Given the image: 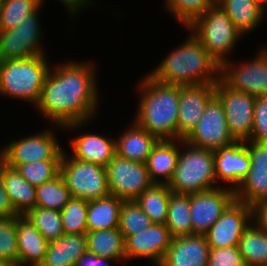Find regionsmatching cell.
<instances>
[{"label":"cell","mask_w":267,"mask_h":266,"mask_svg":"<svg viewBox=\"0 0 267 266\" xmlns=\"http://www.w3.org/2000/svg\"><path fill=\"white\" fill-rule=\"evenodd\" d=\"M94 67L89 61H71L49 69L36 105L44 118L67 131L94 117L99 104Z\"/></svg>","instance_id":"obj_1"},{"label":"cell","mask_w":267,"mask_h":266,"mask_svg":"<svg viewBox=\"0 0 267 266\" xmlns=\"http://www.w3.org/2000/svg\"><path fill=\"white\" fill-rule=\"evenodd\" d=\"M149 75L161 83L180 86L216 84L221 66L191 33Z\"/></svg>","instance_id":"obj_2"},{"label":"cell","mask_w":267,"mask_h":266,"mask_svg":"<svg viewBox=\"0 0 267 266\" xmlns=\"http://www.w3.org/2000/svg\"><path fill=\"white\" fill-rule=\"evenodd\" d=\"M141 80L134 121L158 140L178 139L180 85L161 83L148 73Z\"/></svg>","instance_id":"obj_3"},{"label":"cell","mask_w":267,"mask_h":266,"mask_svg":"<svg viewBox=\"0 0 267 266\" xmlns=\"http://www.w3.org/2000/svg\"><path fill=\"white\" fill-rule=\"evenodd\" d=\"M46 55L17 60H0V94L4 97L34 103L41 96L50 69Z\"/></svg>","instance_id":"obj_4"},{"label":"cell","mask_w":267,"mask_h":266,"mask_svg":"<svg viewBox=\"0 0 267 266\" xmlns=\"http://www.w3.org/2000/svg\"><path fill=\"white\" fill-rule=\"evenodd\" d=\"M186 150H180L176 170L167 184L172 192L195 194L217 188L214 151L196 147L181 139Z\"/></svg>","instance_id":"obj_5"},{"label":"cell","mask_w":267,"mask_h":266,"mask_svg":"<svg viewBox=\"0 0 267 266\" xmlns=\"http://www.w3.org/2000/svg\"><path fill=\"white\" fill-rule=\"evenodd\" d=\"M186 28L202 43L220 66L229 60L228 53L233 51L232 48L242 36L217 3Z\"/></svg>","instance_id":"obj_6"},{"label":"cell","mask_w":267,"mask_h":266,"mask_svg":"<svg viewBox=\"0 0 267 266\" xmlns=\"http://www.w3.org/2000/svg\"><path fill=\"white\" fill-rule=\"evenodd\" d=\"M60 174L71 197L90 201L110 194L104 166L80 161L66 151L61 158Z\"/></svg>","instance_id":"obj_7"},{"label":"cell","mask_w":267,"mask_h":266,"mask_svg":"<svg viewBox=\"0 0 267 266\" xmlns=\"http://www.w3.org/2000/svg\"><path fill=\"white\" fill-rule=\"evenodd\" d=\"M41 7L42 5L17 27L0 30V60L26 59L45 54L40 43L42 30L39 24V10Z\"/></svg>","instance_id":"obj_8"},{"label":"cell","mask_w":267,"mask_h":266,"mask_svg":"<svg viewBox=\"0 0 267 266\" xmlns=\"http://www.w3.org/2000/svg\"><path fill=\"white\" fill-rule=\"evenodd\" d=\"M215 94L221 100L229 133L235 141L251 139L256 97L234 90L221 78L215 84Z\"/></svg>","instance_id":"obj_9"},{"label":"cell","mask_w":267,"mask_h":266,"mask_svg":"<svg viewBox=\"0 0 267 266\" xmlns=\"http://www.w3.org/2000/svg\"><path fill=\"white\" fill-rule=\"evenodd\" d=\"M105 169L110 194L123 200H135L154 184L146 163L130 161L115 154Z\"/></svg>","instance_id":"obj_10"},{"label":"cell","mask_w":267,"mask_h":266,"mask_svg":"<svg viewBox=\"0 0 267 266\" xmlns=\"http://www.w3.org/2000/svg\"><path fill=\"white\" fill-rule=\"evenodd\" d=\"M184 141L212 151L235 141L228 130L224 106L216 94L209 100L199 122Z\"/></svg>","instance_id":"obj_11"},{"label":"cell","mask_w":267,"mask_h":266,"mask_svg":"<svg viewBox=\"0 0 267 266\" xmlns=\"http://www.w3.org/2000/svg\"><path fill=\"white\" fill-rule=\"evenodd\" d=\"M246 62L235 65L233 60L226 61L221 66V79L232 89L253 97L267 95V46Z\"/></svg>","instance_id":"obj_12"},{"label":"cell","mask_w":267,"mask_h":266,"mask_svg":"<svg viewBox=\"0 0 267 266\" xmlns=\"http://www.w3.org/2000/svg\"><path fill=\"white\" fill-rule=\"evenodd\" d=\"M53 131L46 129L40 133L11 141L6 148V163L13 168L19 164L44 160H61L63 155Z\"/></svg>","instance_id":"obj_13"},{"label":"cell","mask_w":267,"mask_h":266,"mask_svg":"<svg viewBox=\"0 0 267 266\" xmlns=\"http://www.w3.org/2000/svg\"><path fill=\"white\" fill-rule=\"evenodd\" d=\"M225 187L190 194L192 235H204L236 199L234 190Z\"/></svg>","instance_id":"obj_14"},{"label":"cell","mask_w":267,"mask_h":266,"mask_svg":"<svg viewBox=\"0 0 267 266\" xmlns=\"http://www.w3.org/2000/svg\"><path fill=\"white\" fill-rule=\"evenodd\" d=\"M251 222L252 207L235 199L204 236L210 248L238 246Z\"/></svg>","instance_id":"obj_15"},{"label":"cell","mask_w":267,"mask_h":266,"mask_svg":"<svg viewBox=\"0 0 267 266\" xmlns=\"http://www.w3.org/2000/svg\"><path fill=\"white\" fill-rule=\"evenodd\" d=\"M250 169L235 192L236 200L251 207L267 201V142L246 141Z\"/></svg>","instance_id":"obj_16"},{"label":"cell","mask_w":267,"mask_h":266,"mask_svg":"<svg viewBox=\"0 0 267 266\" xmlns=\"http://www.w3.org/2000/svg\"><path fill=\"white\" fill-rule=\"evenodd\" d=\"M172 238L165 224L153 223L146 229L124 239L126 261L134 258H147L155 266H159Z\"/></svg>","instance_id":"obj_17"},{"label":"cell","mask_w":267,"mask_h":266,"mask_svg":"<svg viewBox=\"0 0 267 266\" xmlns=\"http://www.w3.org/2000/svg\"><path fill=\"white\" fill-rule=\"evenodd\" d=\"M214 95L215 84L180 86L178 140H184L192 132Z\"/></svg>","instance_id":"obj_18"},{"label":"cell","mask_w":267,"mask_h":266,"mask_svg":"<svg viewBox=\"0 0 267 266\" xmlns=\"http://www.w3.org/2000/svg\"><path fill=\"white\" fill-rule=\"evenodd\" d=\"M215 176L218 181L228 183L234 191L247 176L250 169V155L246 142L234 141L214 151Z\"/></svg>","instance_id":"obj_19"},{"label":"cell","mask_w":267,"mask_h":266,"mask_svg":"<svg viewBox=\"0 0 267 266\" xmlns=\"http://www.w3.org/2000/svg\"><path fill=\"white\" fill-rule=\"evenodd\" d=\"M209 252L204 235L174 237L159 266H208Z\"/></svg>","instance_id":"obj_20"},{"label":"cell","mask_w":267,"mask_h":266,"mask_svg":"<svg viewBox=\"0 0 267 266\" xmlns=\"http://www.w3.org/2000/svg\"><path fill=\"white\" fill-rule=\"evenodd\" d=\"M16 232L18 266H40L46 255L49 242L25 215L16 217Z\"/></svg>","instance_id":"obj_21"},{"label":"cell","mask_w":267,"mask_h":266,"mask_svg":"<svg viewBox=\"0 0 267 266\" xmlns=\"http://www.w3.org/2000/svg\"><path fill=\"white\" fill-rule=\"evenodd\" d=\"M72 157L106 167L116 154L115 139L98 133H83L71 140Z\"/></svg>","instance_id":"obj_22"},{"label":"cell","mask_w":267,"mask_h":266,"mask_svg":"<svg viewBox=\"0 0 267 266\" xmlns=\"http://www.w3.org/2000/svg\"><path fill=\"white\" fill-rule=\"evenodd\" d=\"M132 122L129 128L115 139L116 155L130 161L146 163L158 139L135 121Z\"/></svg>","instance_id":"obj_23"},{"label":"cell","mask_w":267,"mask_h":266,"mask_svg":"<svg viewBox=\"0 0 267 266\" xmlns=\"http://www.w3.org/2000/svg\"><path fill=\"white\" fill-rule=\"evenodd\" d=\"M181 139L158 140L146 161L150 179L157 184H168L173 177L181 149ZM162 178V179H161Z\"/></svg>","instance_id":"obj_24"},{"label":"cell","mask_w":267,"mask_h":266,"mask_svg":"<svg viewBox=\"0 0 267 266\" xmlns=\"http://www.w3.org/2000/svg\"><path fill=\"white\" fill-rule=\"evenodd\" d=\"M87 251L85 234H63L50 241L40 266H75L76 261Z\"/></svg>","instance_id":"obj_25"},{"label":"cell","mask_w":267,"mask_h":266,"mask_svg":"<svg viewBox=\"0 0 267 266\" xmlns=\"http://www.w3.org/2000/svg\"><path fill=\"white\" fill-rule=\"evenodd\" d=\"M5 190L18 215H25L36 206V187L7 163L2 168Z\"/></svg>","instance_id":"obj_26"},{"label":"cell","mask_w":267,"mask_h":266,"mask_svg":"<svg viewBox=\"0 0 267 266\" xmlns=\"http://www.w3.org/2000/svg\"><path fill=\"white\" fill-rule=\"evenodd\" d=\"M123 199L109 194L88 201L87 232L119 228V213Z\"/></svg>","instance_id":"obj_27"},{"label":"cell","mask_w":267,"mask_h":266,"mask_svg":"<svg viewBox=\"0 0 267 266\" xmlns=\"http://www.w3.org/2000/svg\"><path fill=\"white\" fill-rule=\"evenodd\" d=\"M216 3L243 36L257 28L264 19L258 0H219Z\"/></svg>","instance_id":"obj_28"},{"label":"cell","mask_w":267,"mask_h":266,"mask_svg":"<svg viewBox=\"0 0 267 266\" xmlns=\"http://www.w3.org/2000/svg\"><path fill=\"white\" fill-rule=\"evenodd\" d=\"M87 250L97 256L126 262L124 236L119 228L87 232Z\"/></svg>","instance_id":"obj_29"},{"label":"cell","mask_w":267,"mask_h":266,"mask_svg":"<svg viewBox=\"0 0 267 266\" xmlns=\"http://www.w3.org/2000/svg\"><path fill=\"white\" fill-rule=\"evenodd\" d=\"M171 192L167 184L154 183L135 201L153 223L165 224Z\"/></svg>","instance_id":"obj_30"},{"label":"cell","mask_w":267,"mask_h":266,"mask_svg":"<svg viewBox=\"0 0 267 266\" xmlns=\"http://www.w3.org/2000/svg\"><path fill=\"white\" fill-rule=\"evenodd\" d=\"M238 249L244 257L246 266H265L267 264V233L251 222L239 240Z\"/></svg>","instance_id":"obj_31"},{"label":"cell","mask_w":267,"mask_h":266,"mask_svg":"<svg viewBox=\"0 0 267 266\" xmlns=\"http://www.w3.org/2000/svg\"><path fill=\"white\" fill-rule=\"evenodd\" d=\"M165 225L173 238L192 235L189 194L171 192Z\"/></svg>","instance_id":"obj_32"},{"label":"cell","mask_w":267,"mask_h":266,"mask_svg":"<svg viewBox=\"0 0 267 266\" xmlns=\"http://www.w3.org/2000/svg\"><path fill=\"white\" fill-rule=\"evenodd\" d=\"M71 198L59 173L55 178L36 186V206L61 211Z\"/></svg>","instance_id":"obj_33"},{"label":"cell","mask_w":267,"mask_h":266,"mask_svg":"<svg viewBox=\"0 0 267 266\" xmlns=\"http://www.w3.org/2000/svg\"><path fill=\"white\" fill-rule=\"evenodd\" d=\"M25 216L48 242L57 240L64 234L61 213L58 210L35 206Z\"/></svg>","instance_id":"obj_34"},{"label":"cell","mask_w":267,"mask_h":266,"mask_svg":"<svg viewBox=\"0 0 267 266\" xmlns=\"http://www.w3.org/2000/svg\"><path fill=\"white\" fill-rule=\"evenodd\" d=\"M88 201L71 197L60 211L64 234L87 233Z\"/></svg>","instance_id":"obj_35"},{"label":"cell","mask_w":267,"mask_h":266,"mask_svg":"<svg viewBox=\"0 0 267 266\" xmlns=\"http://www.w3.org/2000/svg\"><path fill=\"white\" fill-rule=\"evenodd\" d=\"M41 5L43 0H5L0 10V30L17 27Z\"/></svg>","instance_id":"obj_36"},{"label":"cell","mask_w":267,"mask_h":266,"mask_svg":"<svg viewBox=\"0 0 267 266\" xmlns=\"http://www.w3.org/2000/svg\"><path fill=\"white\" fill-rule=\"evenodd\" d=\"M153 224L135 200H123L119 213V231L124 236L135 235Z\"/></svg>","instance_id":"obj_37"},{"label":"cell","mask_w":267,"mask_h":266,"mask_svg":"<svg viewBox=\"0 0 267 266\" xmlns=\"http://www.w3.org/2000/svg\"><path fill=\"white\" fill-rule=\"evenodd\" d=\"M165 6L184 27L204 14L216 2L214 0H165Z\"/></svg>","instance_id":"obj_38"},{"label":"cell","mask_w":267,"mask_h":266,"mask_svg":"<svg viewBox=\"0 0 267 266\" xmlns=\"http://www.w3.org/2000/svg\"><path fill=\"white\" fill-rule=\"evenodd\" d=\"M0 264L18 266L16 217L0 218Z\"/></svg>","instance_id":"obj_39"},{"label":"cell","mask_w":267,"mask_h":266,"mask_svg":"<svg viewBox=\"0 0 267 266\" xmlns=\"http://www.w3.org/2000/svg\"><path fill=\"white\" fill-rule=\"evenodd\" d=\"M60 162L61 160H44L19 164L15 169L31 185L36 187L55 178L60 173Z\"/></svg>","instance_id":"obj_40"},{"label":"cell","mask_w":267,"mask_h":266,"mask_svg":"<svg viewBox=\"0 0 267 266\" xmlns=\"http://www.w3.org/2000/svg\"><path fill=\"white\" fill-rule=\"evenodd\" d=\"M208 266H246L238 246L210 248Z\"/></svg>","instance_id":"obj_41"},{"label":"cell","mask_w":267,"mask_h":266,"mask_svg":"<svg viewBox=\"0 0 267 266\" xmlns=\"http://www.w3.org/2000/svg\"><path fill=\"white\" fill-rule=\"evenodd\" d=\"M250 140L267 142V95L256 97Z\"/></svg>","instance_id":"obj_42"},{"label":"cell","mask_w":267,"mask_h":266,"mask_svg":"<svg viewBox=\"0 0 267 266\" xmlns=\"http://www.w3.org/2000/svg\"><path fill=\"white\" fill-rule=\"evenodd\" d=\"M17 216L18 214L14 210L5 190L2 171H0V218H14Z\"/></svg>","instance_id":"obj_43"},{"label":"cell","mask_w":267,"mask_h":266,"mask_svg":"<svg viewBox=\"0 0 267 266\" xmlns=\"http://www.w3.org/2000/svg\"><path fill=\"white\" fill-rule=\"evenodd\" d=\"M252 222L267 233V201L260 202L252 207Z\"/></svg>","instance_id":"obj_44"},{"label":"cell","mask_w":267,"mask_h":266,"mask_svg":"<svg viewBox=\"0 0 267 266\" xmlns=\"http://www.w3.org/2000/svg\"><path fill=\"white\" fill-rule=\"evenodd\" d=\"M111 261L113 262V259L97 256L93 252L87 250L82 256L78 258L75 266H110L109 264L111 263Z\"/></svg>","instance_id":"obj_45"},{"label":"cell","mask_w":267,"mask_h":266,"mask_svg":"<svg viewBox=\"0 0 267 266\" xmlns=\"http://www.w3.org/2000/svg\"><path fill=\"white\" fill-rule=\"evenodd\" d=\"M60 1L65 7H67V11H70L69 14H71V18L75 17L78 13V10L80 11L84 7H87L93 2V0H58ZM45 1L43 0V3Z\"/></svg>","instance_id":"obj_46"},{"label":"cell","mask_w":267,"mask_h":266,"mask_svg":"<svg viewBox=\"0 0 267 266\" xmlns=\"http://www.w3.org/2000/svg\"><path fill=\"white\" fill-rule=\"evenodd\" d=\"M6 164V148L0 150V171H2L3 166Z\"/></svg>","instance_id":"obj_47"},{"label":"cell","mask_w":267,"mask_h":266,"mask_svg":"<svg viewBox=\"0 0 267 266\" xmlns=\"http://www.w3.org/2000/svg\"><path fill=\"white\" fill-rule=\"evenodd\" d=\"M263 16H267V0H258ZM266 12V13H265Z\"/></svg>","instance_id":"obj_48"},{"label":"cell","mask_w":267,"mask_h":266,"mask_svg":"<svg viewBox=\"0 0 267 266\" xmlns=\"http://www.w3.org/2000/svg\"><path fill=\"white\" fill-rule=\"evenodd\" d=\"M4 2H5V0H0V10H1V8H2Z\"/></svg>","instance_id":"obj_49"}]
</instances>
